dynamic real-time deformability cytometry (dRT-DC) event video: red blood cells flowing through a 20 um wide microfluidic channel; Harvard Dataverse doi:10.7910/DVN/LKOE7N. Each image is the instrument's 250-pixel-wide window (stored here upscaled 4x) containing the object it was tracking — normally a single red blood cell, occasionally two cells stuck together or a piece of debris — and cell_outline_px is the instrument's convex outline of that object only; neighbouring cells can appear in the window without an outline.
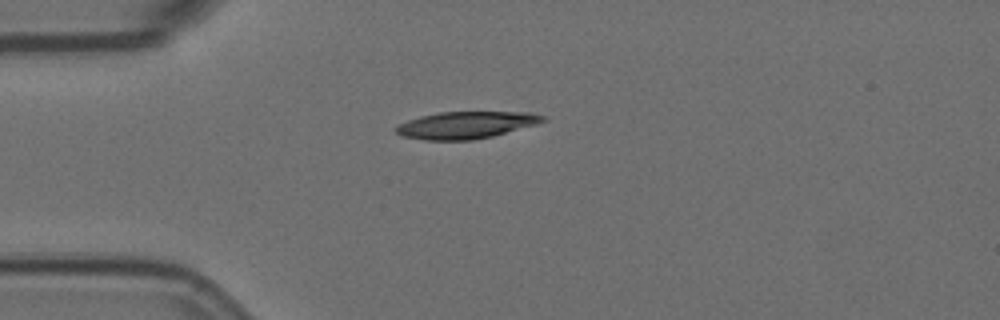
{"species": "Egyptian fruit bat (a non-hibernating species)", "species_latin": "Rousettus aegyptiacus", "temperature_condition": "room temperature", "stored_images_in_passage": 6, "camera_frame_rate_fps": 3000, "um_per_image_px": 0.085, "animal": {"sex": "female"}, "frame": {"image": 1, "passage_image": 1, "time_ms": 0.0, "image_size_px": [1000, 320], "cell_outline_px": [[548, 120], [536, 124], [492, 136], [472, 140], [424, 140], [404, 136], [396, 132], [396, 128], [400, 124], [408, 120], [420, 116], [440, 112], [532, 112], [544, 116]], "centroid_in_image_um": [39.64, 10.62], "position_along_channel_um": 45.4, "area_um2": 22.95}}
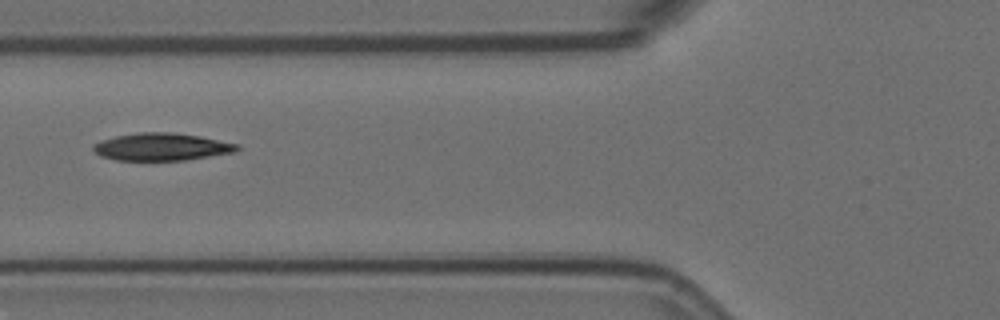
{"frame": {"image": 2, "passage_image": 3, "time_ms": 0.667, "image_size_px": [1000, 320], "cell_outline_px": [[240, 148], [236, 152], [184, 160], [116, 160], [100, 156], [92, 148], [92, 144], [100, 140], [116, 136], [140, 132], [168, 132], [200, 136], [240, 144]], "centroid_in_image_um": [13.74, 12.48], "position_along_channel_um": 112.1, "area_um2": 23.06}}
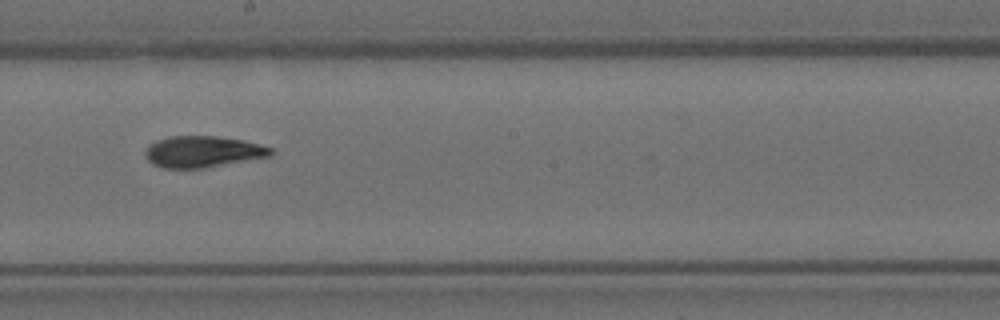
{"frame": {"image": 3, "passage_image": 6, "time_ms": 1.667, "image_size_px": [1000, 320], "cell_outline_px": [[272, 156], [204, 168], [164, 168], [152, 164], [144, 156], [144, 152], [148, 144], [156, 140], [168, 136], [216, 136], [244, 140], [272, 148]], "centroid_in_image_um": [17.2, 12.89], "position_along_channel_um": 231.0, "area_um2": 23.12}}